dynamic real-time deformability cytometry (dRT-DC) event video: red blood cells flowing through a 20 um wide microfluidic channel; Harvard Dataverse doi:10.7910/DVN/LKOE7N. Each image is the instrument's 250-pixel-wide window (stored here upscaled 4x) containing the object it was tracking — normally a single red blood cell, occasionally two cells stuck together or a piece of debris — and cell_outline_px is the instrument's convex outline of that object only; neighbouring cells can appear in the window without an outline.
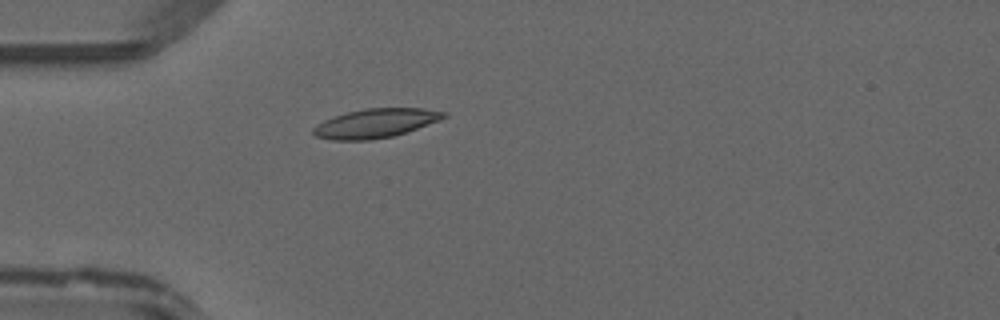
{"species": "common noctule bat (a hibernating species)", "species_latin": "Nyctalus noctula", "temperature_condition": "warm", "stored_images_in_passage": 38, "camera_frame_rate_fps": 3000, "um_per_image_px": 0.085, "animal": {"sex": "male", "forearm_length_mm": 52.5}, "frame": {"image": 1, "passage_image": 4, "time_ms": 1.0, "image_size_px": [1000, 320], "cell_outline_px": [[448, 116], [440, 120], [392, 136], [372, 140], [332, 140], [316, 136], [312, 132], [312, 128], [316, 124], [332, 116], [364, 108], [424, 108], [448, 112]], "centroid_in_image_um": [31.9, 10.47], "position_along_channel_um": 53.1, "area_um2": 22.14}}
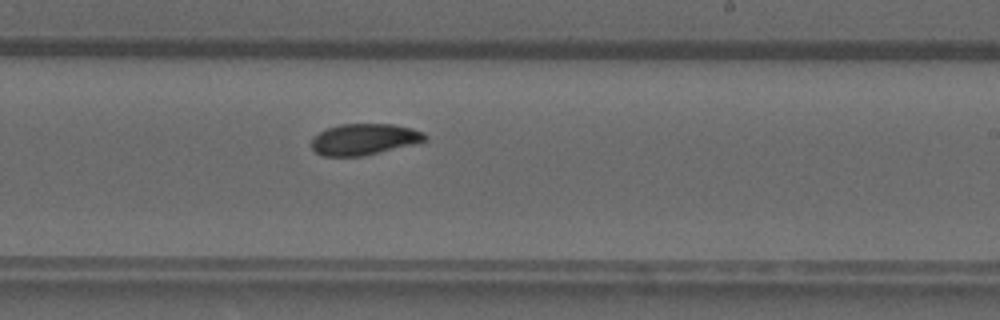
{"frame": {"image": 2, "passage_image": 19, "time_ms": 6.0, "image_size_px": [1000, 320], "cell_outline_px": [[428, 140], [364, 156], [324, 156], [316, 152], [312, 148], [312, 136], [328, 128], [340, 124], [392, 124], [412, 128], [424, 132], [428, 136]], "centroid_in_image_um": [30.97, 11.83], "position_along_channel_um": 258.0, "area_um2": 20.63}}
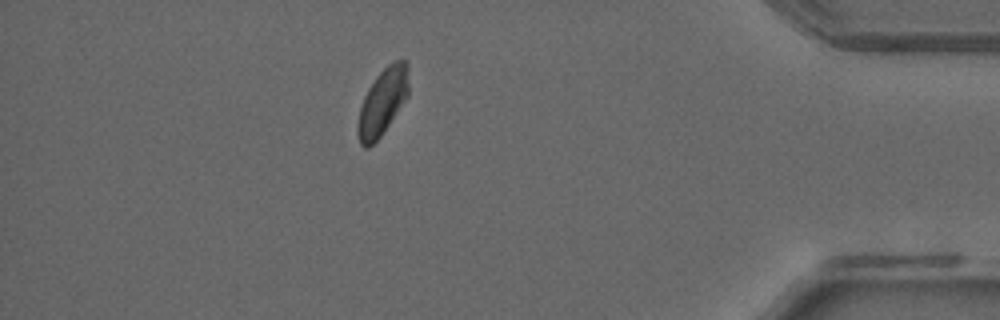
{"frame": {"image": 3, "passage_image": 32, "time_ms": 10.333, "image_size_px": [1000, 320], "cell_outline_px": [[408, 96], [380, 136], [368, 148], [364, 148], [360, 144], [356, 132], [356, 128], [360, 108], [364, 96], [368, 88], [376, 76], [392, 60], [404, 60], [408, 64]], "centroid_in_image_um": [32.5, 8.65], "position_along_channel_um": 402.7, "area_um2": 19.65}}